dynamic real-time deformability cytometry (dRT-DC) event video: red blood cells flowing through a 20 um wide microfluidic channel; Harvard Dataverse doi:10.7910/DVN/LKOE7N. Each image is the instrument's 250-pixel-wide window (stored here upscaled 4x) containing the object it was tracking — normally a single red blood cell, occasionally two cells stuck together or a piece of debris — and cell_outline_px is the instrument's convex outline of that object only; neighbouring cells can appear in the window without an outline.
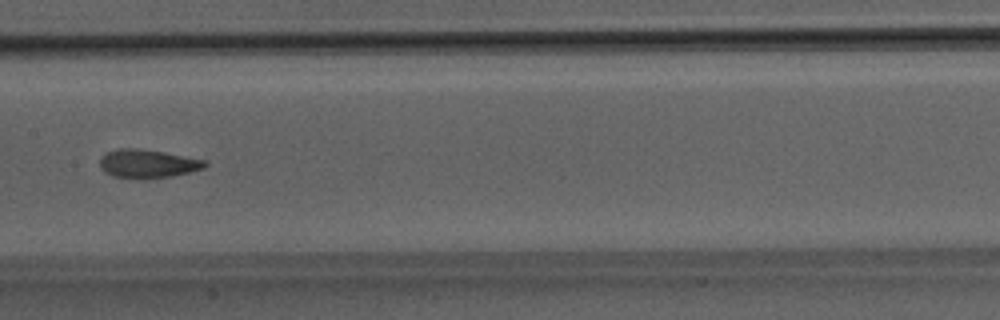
{"species": "Egyptian fruit bat (a non-hibernating species)", "species_latin": "Rousettus aegyptiacus", "temperature_condition": "room temperature", "stored_images_in_passage": 37, "camera_frame_rate_fps": 3000, "um_per_image_px": 0.085, "animal": {"sex": "male"}, "frame": {"image": 1, "passage_image": 12, "time_ms": 3.667, "image_size_px": [1000, 320], "cell_outline_px": [[208, 164], [204, 168], [172, 176], [144, 180], [112, 176], [104, 172], [100, 168], [100, 160], [108, 152], [120, 148], [136, 148], [164, 152], [208, 160]], "centroid_in_image_um": [12.57, 13.93], "position_along_channel_um": 194.8, "area_um2": 17.63}}
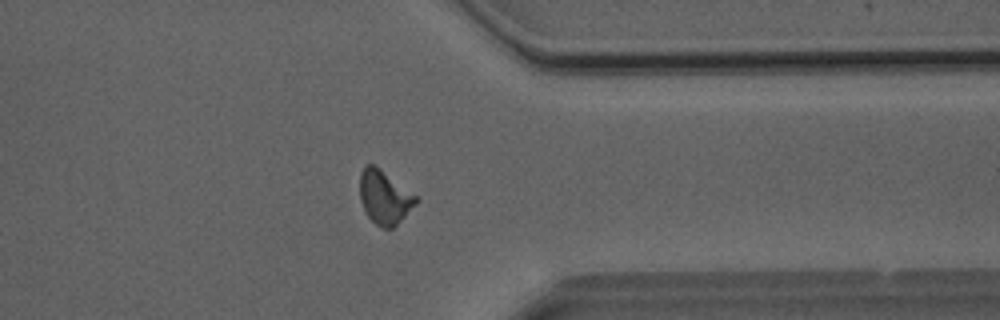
{"frame": {"image": 2, "passage_image": 26, "time_ms": 8.333, "image_size_px": [1000, 320], "cell_outline_px": [[420, 200], [392, 228], [380, 228], [368, 216], [360, 200], [360, 172], [368, 164], [372, 164], [420, 196]], "centroid_in_image_um": [32.71, 16.77], "position_along_channel_um": 378.7, "area_um2": 17.46}}
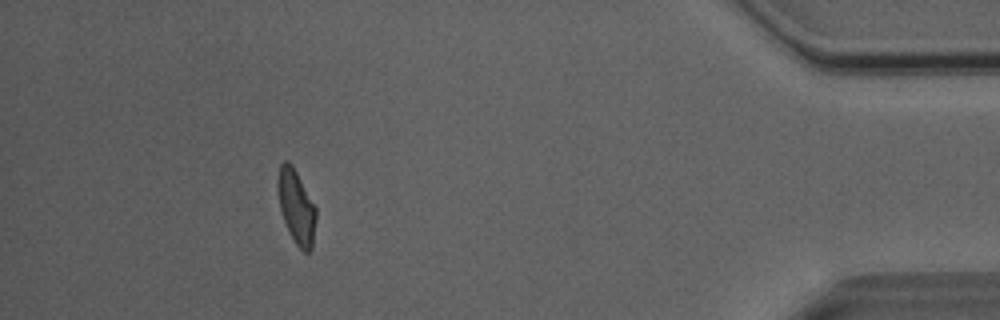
{"frame": {"image": 3, "passage_image": 32, "time_ms": 10.333, "image_size_px": [1000, 320], "cell_outline_px": [[316, 220], [312, 248], [308, 252], [304, 252], [296, 244], [288, 232], [280, 212], [276, 184], [276, 180], [280, 164], [284, 160], [288, 160], [292, 164], [316, 208]], "centroid_in_image_um": [25.15, 17.56], "position_along_channel_um": 410.0, "area_um2": 16.7}, "authors_computed_cell_mechanics": {"area_um2": 16.7042, "velocity_mm_per_s": 4.0672, "shape_relaxation_time_tau1_ms": 6.18, "shape_relaxation_time_tau2_ms": 1.5749, "deformation_change_tau1": 0.1597, "deformation_change_tau2": 0.0775}}